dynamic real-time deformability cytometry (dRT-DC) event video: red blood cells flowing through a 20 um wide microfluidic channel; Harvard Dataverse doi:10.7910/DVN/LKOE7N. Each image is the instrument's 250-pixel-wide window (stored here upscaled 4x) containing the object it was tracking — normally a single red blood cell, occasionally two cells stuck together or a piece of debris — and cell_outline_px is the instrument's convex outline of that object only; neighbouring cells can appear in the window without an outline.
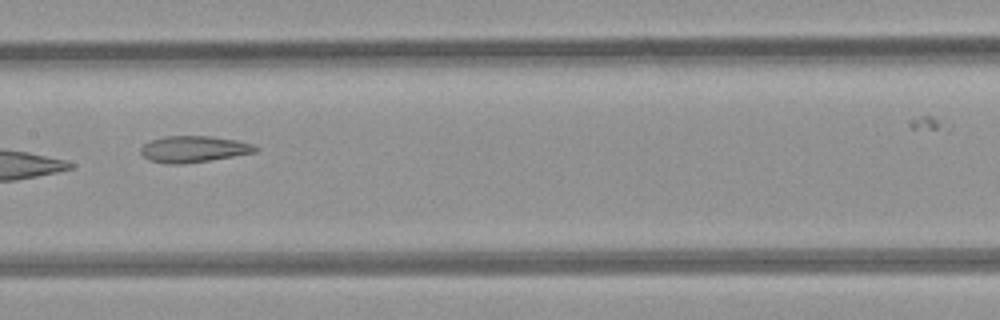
{"species": "common noctule bat (a hibernating species)", "species_latin": "Nyctalus noctula", "temperature_condition": "room temperature", "stored_images_in_passage": 7, "camera_frame_rate_fps": 3000, "um_per_image_px": 0.085, "animal": {"sex": "female", "body_mass_g": 21.9}, "frame": {"image": 1, "passage_image": 6, "time_ms": 6.333, "image_size_px": [1000, 320], "cell_outline_px": [[260, 148], [256, 152], [184, 164], [168, 164], [148, 160], [140, 152], [140, 148], [144, 144], [152, 140], [164, 136], [212, 136], [236, 140], [256, 144]], "centroid_in_image_um": [16.48, 12.67], "position_along_channel_um": 190.9, "area_um2": 17.69}}